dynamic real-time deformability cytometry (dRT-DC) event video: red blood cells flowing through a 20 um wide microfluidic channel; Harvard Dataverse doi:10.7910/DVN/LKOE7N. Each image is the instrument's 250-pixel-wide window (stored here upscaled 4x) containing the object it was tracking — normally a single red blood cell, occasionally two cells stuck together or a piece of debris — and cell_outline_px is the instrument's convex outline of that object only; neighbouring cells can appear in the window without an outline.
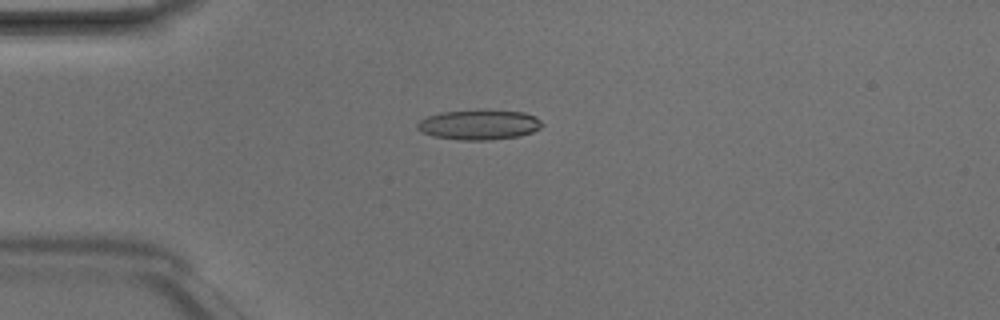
{"species": "Egyptian fruit bat (a non-hibernating species)", "species_latin": "Rousettus aegyptiacus", "temperature_condition": "room temperature", "stored_images_in_passage": 4, "camera_frame_rate_fps": 3000, "um_per_image_px": 0.085, "animal": {"sex": "male"}, "frame": {"image": 1, "passage_image": 4, "time_ms": 1.0, "image_size_px": [1000, 320], "cell_outline_px": [[544, 124], [540, 128], [532, 132], [516, 136], [488, 140], [460, 140], [436, 136], [424, 132], [416, 128], [416, 124], [420, 120], [428, 116], [440, 112], [480, 108], [488, 108], [524, 112], [536, 116]], "centroid_in_image_um": [40.75, 10.55], "position_along_channel_um": 44.3, "area_um2": 22.25}}